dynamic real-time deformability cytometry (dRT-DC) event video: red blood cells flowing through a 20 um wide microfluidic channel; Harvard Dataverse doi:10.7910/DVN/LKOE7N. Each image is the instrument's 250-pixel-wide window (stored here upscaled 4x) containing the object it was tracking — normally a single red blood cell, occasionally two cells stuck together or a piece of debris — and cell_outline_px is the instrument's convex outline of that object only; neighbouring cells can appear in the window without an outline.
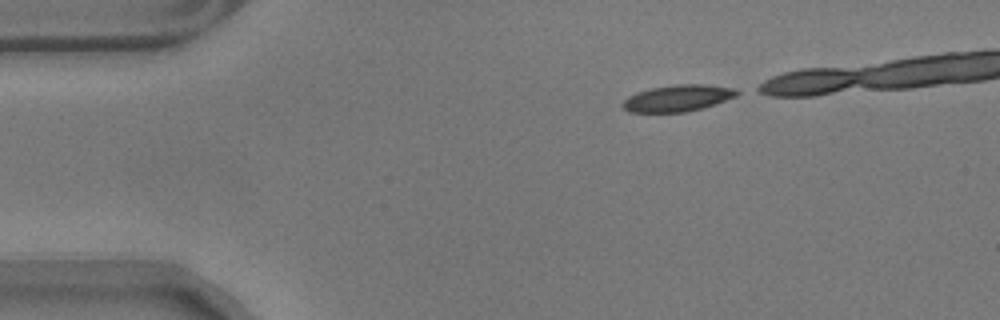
{"species": "common noctule bat (a hibernating species)", "species_latin": "Nyctalus noctula", "temperature_condition": "warm", "stored_images_in_passage": 16, "camera_frame_rate_fps": 3000, "um_per_image_px": 0.085, "animal": {"sex": "male", "body_mass_g": 17.9}, "frame": {"image": 1, "passage_image": 1, "time_ms": 0.0, "image_size_px": [1000, 320], "cell_outline_px": [[740, 92], [736, 96], [704, 108], [684, 112], [628, 112], [620, 104], [628, 96], [636, 92], [652, 88], [676, 84], [704, 84], [732, 88]], "centroid_in_image_um": [57.58, 8.35], "position_along_channel_um": 27.4, "area_um2": 17.63}}
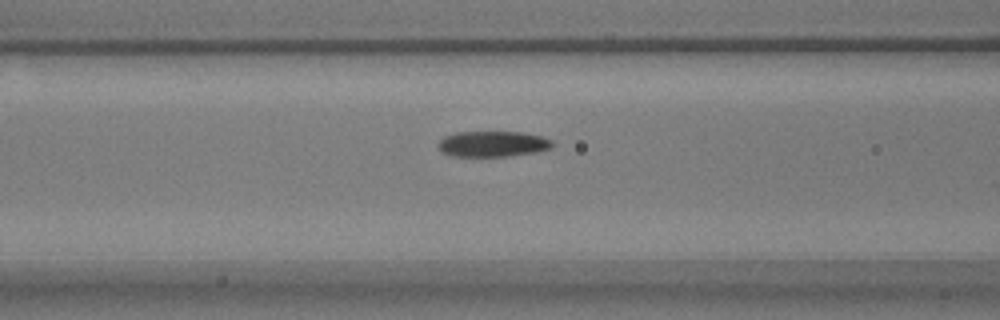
{"frame": {"image": 2, "passage_image": 14, "time_ms": 4.333, "image_size_px": [1000, 320], "cell_outline_px": [[552, 148], [536, 152], [508, 156], [448, 156], [440, 152], [436, 148], [436, 144], [444, 136], [456, 132], [524, 132], [540, 136], [552, 140]], "centroid_in_image_um": [41.81, 12.24], "position_along_channel_um": 124.8, "area_um2": 17.34}}